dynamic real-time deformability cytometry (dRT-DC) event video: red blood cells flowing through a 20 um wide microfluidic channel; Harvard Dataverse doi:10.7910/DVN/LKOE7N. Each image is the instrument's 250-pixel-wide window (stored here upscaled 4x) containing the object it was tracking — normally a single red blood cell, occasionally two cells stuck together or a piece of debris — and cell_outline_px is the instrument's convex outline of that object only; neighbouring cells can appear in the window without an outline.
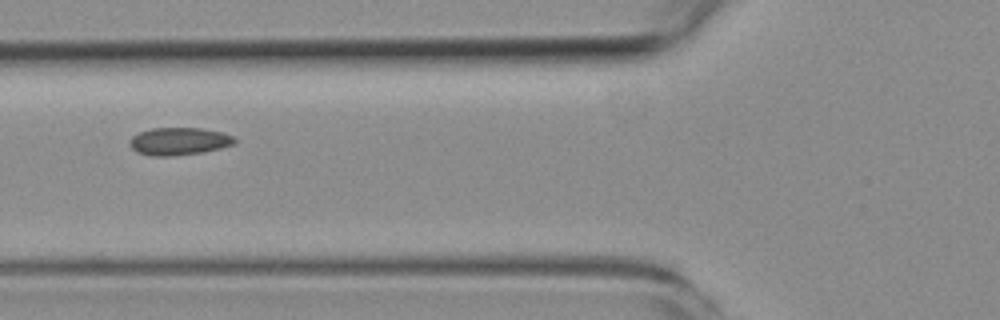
{"species": "common noctule bat (a hibernating species)", "species_latin": "Nyctalus noctula", "temperature_condition": "room temperature", "stored_images_in_passage": 6, "camera_frame_rate_fps": 3000, "um_per_image_px": 0.085, "animal": {"sex": "female", "body_mass_g": 19.3, "forearm_length_mm": 54.1}, "frame": {"image": 1, "passage_image": 5, "time_ms": 6.333, "image_size_px": [1000, 320], "cell_outline_px": [[236, 144], [204, 152], [172, 156], [152, 156], [140, 152], [132, 148], [132, 136], [140, 132], [152, 128], [200, 128], [224, 132], [232, 136], [236, 140]], "centroid_in_image_um": [15.29, 12.0], "position_along_channel_um": 110.5, "area_um2": 16.7}}
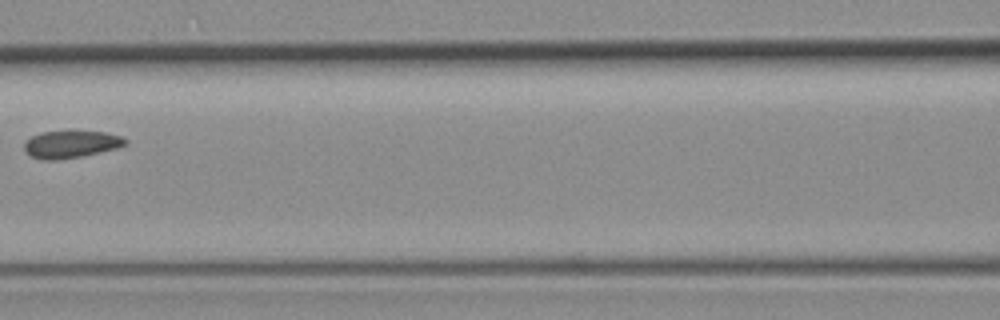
{"frame": {"image": 2, "passage_image": 6, "time_ms": 7.667, "image_size_px": [1000, 320], "cell_outline_px": [[128, 144], [116, 148], [80, 156], [56, 160], [44, 160], [32, 156], [24, 152], [24, 140], [40, 132], [72, 128], [104, 132], [124, 136], [128, 140]], "centroid_in_image_um": [6.03, 12.2], "position_along_channel_um": 160.6, "area_um2": 16.88}}